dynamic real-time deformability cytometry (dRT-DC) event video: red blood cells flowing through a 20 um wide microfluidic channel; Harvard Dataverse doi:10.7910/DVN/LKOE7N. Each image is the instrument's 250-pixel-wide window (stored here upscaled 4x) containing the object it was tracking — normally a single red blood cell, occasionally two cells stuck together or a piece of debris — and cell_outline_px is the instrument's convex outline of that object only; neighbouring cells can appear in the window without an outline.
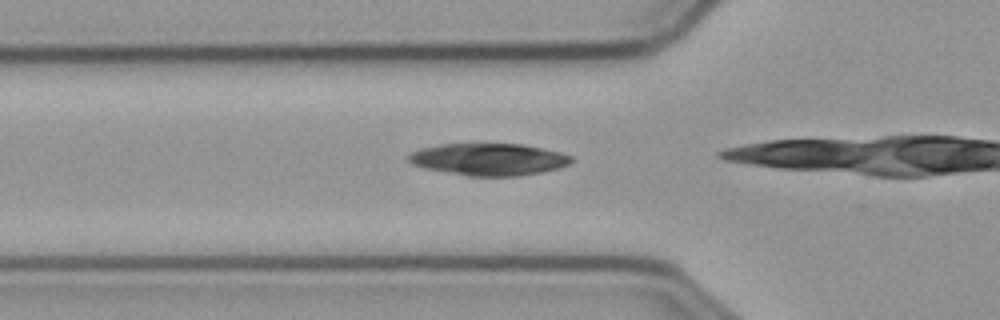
{"species": "common noctule bat (a hibernating species)", "species_latin": "Nyctalus noctula", "temperature_condition": "cold", "stored_images_in_passage": 7, "camera_frame_rate_fps": 3000, "um_per_image_px": 0.085, "animal": {"sex": "male", "body_mass_g": 23.1, "forearm_length_mm": 52.7}, "frame": {"image": 1, "passage_image": 3, "time_ms": 0.667, "image_size_px": [1000, 320], "cell_outline_px": [[572, 160], [568, 164], [560, 168], [520, 176], [468, 176], [424, 168], [412, 164], [408, 160], [408, 156], [412, 152], [424, 148], [444, 144], [520, 144], [560, 152], [572, 156]], "centroid_in_image_um": [41.55, 13.55], "position_along_channel_um": 84.2, "area_um2": 30.11}}
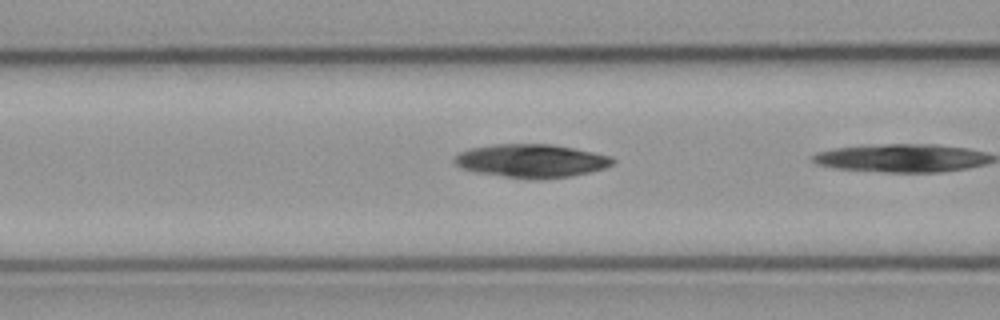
{"frame": {"image": 2, "passage_image": 6, "time_ms": 1.667, "image_size_px": [1000, 320], "cell_outline_px": [[616, 160], [612, 164], [604, 168], [572, 176], [544, 180], [536, 180], [504, 176], [476, 172], [460, 168], [452, 160], [460, 152], [472, 148], [496, 144], [552, 144], [612, 156]], "centroid_in_image_um": [45.17, 13.68], "position_along_channel_um": 121.4, "area_um2": 30.75}}